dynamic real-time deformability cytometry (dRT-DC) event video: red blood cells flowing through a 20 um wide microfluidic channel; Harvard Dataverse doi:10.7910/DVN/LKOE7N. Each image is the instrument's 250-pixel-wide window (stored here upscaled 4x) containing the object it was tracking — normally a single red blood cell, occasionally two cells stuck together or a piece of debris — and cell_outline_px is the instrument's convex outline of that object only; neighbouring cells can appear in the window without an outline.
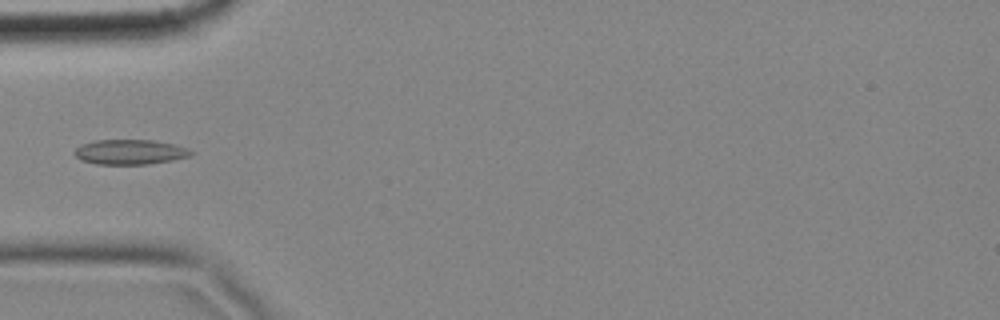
{"species": "common noctule bat (a hibernating species)", "species_latin": "Nyctalus noctula", "temperature_condition": "cold", "stored_images_in_passage": 12, "camera_frame_rate_fps": 3000, "um_per_image_px": 0.085, "animal": {"sex": "female", "body_mass_g": 18.4}, "frame": {"image": 1, "passage_image": 4, "time_ms": 1.0, "image_size_px": [1000, 320], "cell_outline_px": [[196, 152], [188, 156], [172, 160], [148, 164], [96, 164], [80, 160], [72, 152], [80, 144], [96, 140], [152, 140], [176, 144], [188, 148]], "centroid_in_image_um": [11.04, 12.91], "position_along_channel_um": 74.0, "area_um2": 17.05}}
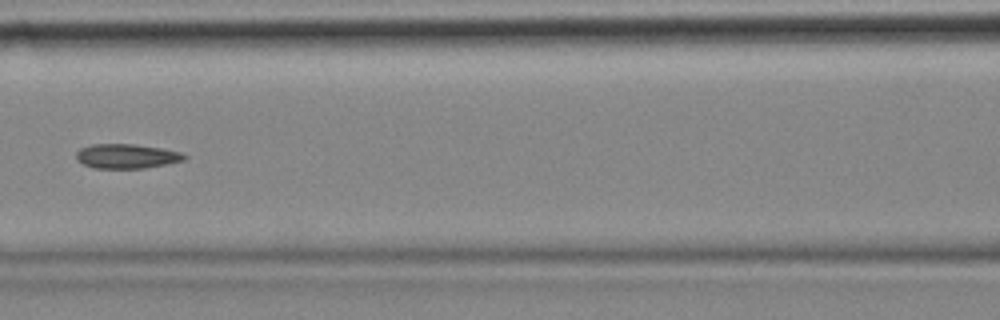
{"frame": {"image": 2, "passage_image": 6, "time_ms": 1.667, "image_size_px": [1000, 320], "cell_outline_px": [[188, 156], [184, 160], [144, 168], [92, 168], [76, 160], [76, 152], [80, 148], [92, 144], [136, 144], [160, 148], [180, 152]], "centroid_in_image_um": [10.72, 13.27], "position_along_channel_um": 155.9, "area_um2": 15.37}}
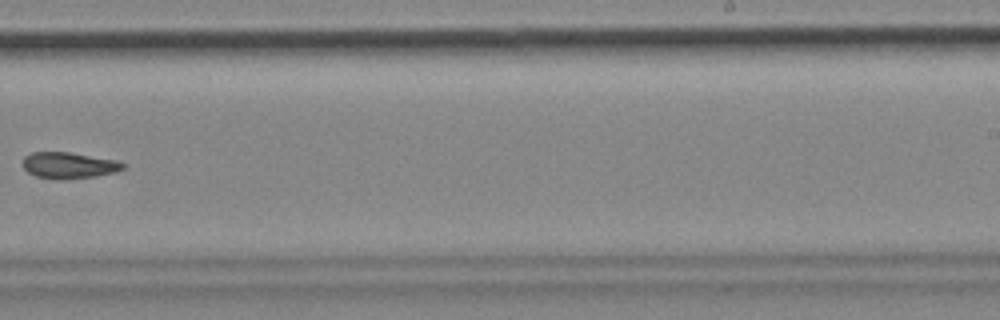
{"frame": {"image": 3, "passage_image": 9, "time_ms": 2.667, "image_size_px": [1000, 320], "cell_outline_px": [[124, 168], [116, 172], [96, 176], [64, 180], [56, 180], [36, 176], [28, 172], [24, 168], [24, 156], [32, 152], [68, 152], [116, 160], [124, 164]], "centroid_in_image_um": [5.84, 14.06], "position_along_channel_um": 283.2, "area_um2": 15.32}}